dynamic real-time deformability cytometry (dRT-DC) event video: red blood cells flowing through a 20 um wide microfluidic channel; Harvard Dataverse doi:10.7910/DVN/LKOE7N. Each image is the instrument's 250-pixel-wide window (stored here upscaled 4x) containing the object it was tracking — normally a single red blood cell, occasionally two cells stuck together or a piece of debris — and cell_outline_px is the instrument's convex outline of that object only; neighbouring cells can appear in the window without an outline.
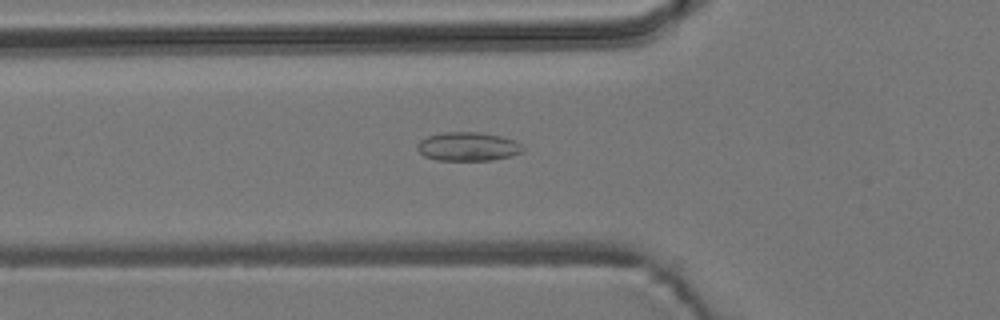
{"species": "common noctule bat (a hibernating species)", "species_latin": "Nyctalus noctula", "temperature_condition": "room temperature", "stored_images_in_passage": 48, "camera_frame_rate_fps": 3000, "um_per_image_px": 0.085, "animal": {"sex": "male", "body_mass_g": 19.2, "forearm_length_mm": 51.8}, "frame": {"image": 1, "passage_image": 13, "time_ms": 4.0, "image_size_px": [1000, 320], "cell_outline_px": [[524, 152], [512, 156], [492, 160], [436, 160], [424, 156], [416, 148], [416, 144], [420, 140], [428, 136], [444, 132], [476, 132], [500, 136], [516, 140], [524, 148]], "centroid_in_image_um": [39.78, 12.46], "position_along_channel_um": 86.0, "area_um2": 17.8}}
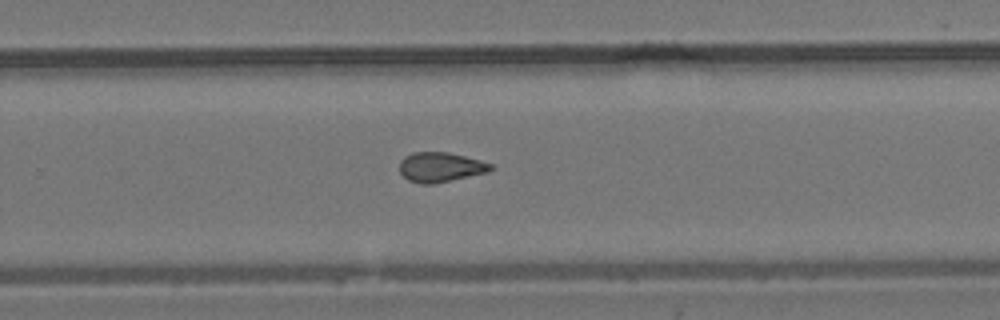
{"frame": {"image": 2, "passage_image": 29, "time_ms": 9.333, "image_size_px": [1000, 320], "cell_outline_px": [[492, 168], [488, 172], [432, 184], [420, 184], [408, 180], [400, 172], [400, 160], [404, 156], [412, 152], [448, 152], [480, 160], [492, 164]], "centroid_in_image_um": [37.41, 14.2], "position_along_channel_um": 292.4, "area_um2": 15.72}}
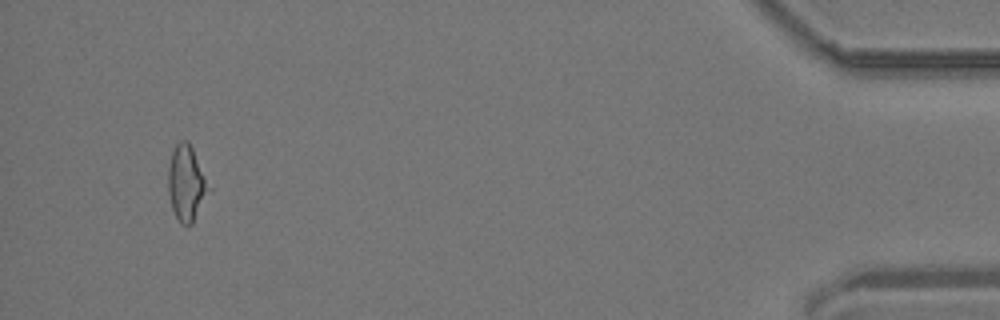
{"frame": {"image": 3, "passage_image": 45, "time_ms": 14.667, "image_size_px": [1000, 320], "cell_outline_px": [[212, 188], [192, 224], [180, 224], [172, 208], [168, 192], [168, 168], [172, 152], [176, 144], [180, 140], [188, 140]], "centroid_in_image_um": [15.86, 15.57], "position_along_channel_um": 419.3, "area_um2": 17.92}, "authors_computed_cell_mechanics": {"area_um2": 16.5886, "velocity_mm_per_s": 3.867, "shape_relaxation_time_tau1_ms": null, "shape_relaxation_time_tau2_ms": 2.3554, "deformation_change_tau1": null, "deformation_change_tau2": 0.0851}}